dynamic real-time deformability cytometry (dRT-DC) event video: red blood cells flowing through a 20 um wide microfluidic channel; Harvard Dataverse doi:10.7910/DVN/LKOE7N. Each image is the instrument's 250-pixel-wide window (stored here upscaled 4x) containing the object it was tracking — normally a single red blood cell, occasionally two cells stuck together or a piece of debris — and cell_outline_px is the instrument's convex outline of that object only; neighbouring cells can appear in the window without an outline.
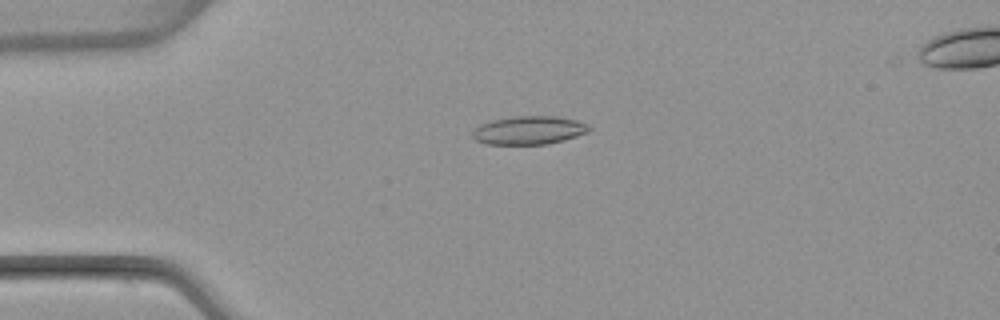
{"species": "common noctule bat (a hibernating species)", "species_latin": "Nyctalus noctula", "temperature_condition": "warm", "stored_images_in_passage": 48, "camera_frame_rate_fps": 3000, "um_per_image_px": 0.085, "animal": {"sex": "female", "body_mass_g": 22.7, "forearm_length_mm": 54.2}, "frame": {"image": 1, "passage_image": 11, "time_ms": 3.333, "image_size_px": [1000, 320], "cell_outline_px": [[592, 128], [588, 132], [564, 140], [548, 144], [488, 144], [476, 140], [472, 136], [472, 132], [480, 124], [492, 120], [512, 116], [556, 116], [576, 120], [588, 124]], "centroid_in_image_um": [44.98, 11.06], "position_along_channel_um": 40.0, "area_um2": 19.31}}
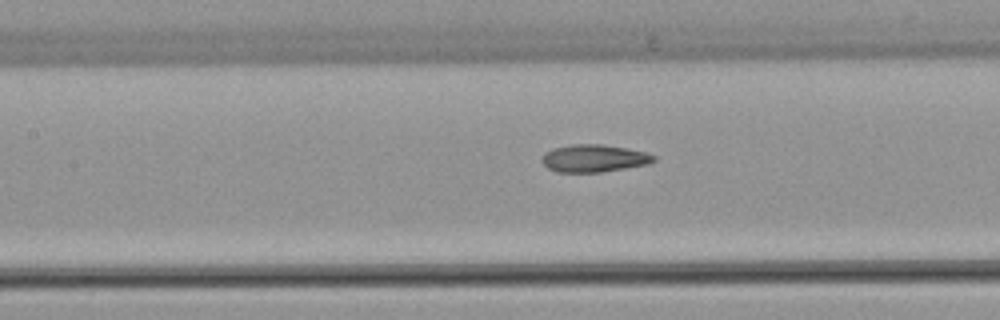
{"frame": {"image": 2, "passage_image": 22, "time_ms": 7.0, "image_size_px": [1000, 320], "cell_outline_px": [[656, 160], [648, 164], [600, 172], [556, 172], [548, 168], [540, 160], [544, 152], [552, 148], [572, 144], [600, 144], [628, 148], [648, 152], [656, 156]], "centroid_in_image_um": [50.48, 13.44], "position_along_channel_um": 156.9, "area_um2": 18.09}}
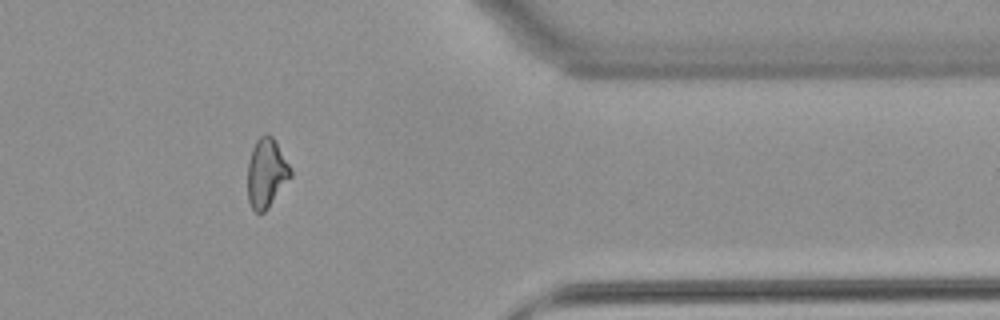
{"frame": {"image": 3, "passage_image": 41, "time_ms": 13.333, "image_size_px": [1000, 320], "cell_outline_px": [[292, 176], [268, 208], [264, 212], [256, 212], [252, 208], [248, 200], [248, 164], [252, 148], [256, 140], [260, 136], [268, 132], [272, 136], [292, 168]], "centroid_in_image_um": [22.66, 14.69], "position_along_channel_um": 388.7, "area_um2": 17.34}}